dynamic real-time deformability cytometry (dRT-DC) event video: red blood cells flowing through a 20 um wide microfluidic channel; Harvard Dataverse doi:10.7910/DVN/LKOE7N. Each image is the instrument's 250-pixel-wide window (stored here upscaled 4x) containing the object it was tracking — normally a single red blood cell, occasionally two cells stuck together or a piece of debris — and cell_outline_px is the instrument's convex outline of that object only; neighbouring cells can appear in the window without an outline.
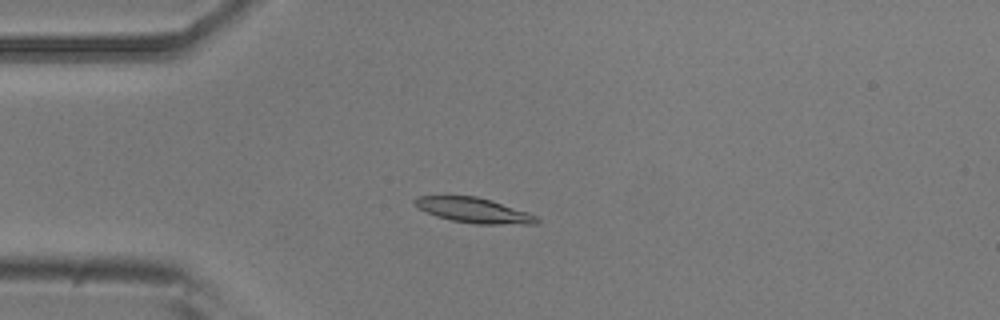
{"species": "common noctule bat (a hibernating species)", "species_latin": "Nyctalus noctula", "temperature_condition": "room temperature", "stored_images_in_passage": 6, "camera_frame_rate_fps": 3000, "um_per_image_px": 0.085, "animal": {"sex": "male", "body_mass_g": 20.5, "forearm_length_mm": 52.5}, "frame": {"image": 1, "passage_image": 5, "time_ms": 4.667, "image_size_px": [1000, 320], "cell_outline_px": [[540, 220], [536, 224], [476, 224], [452, 220], [436, 216], [412, 204], [412, 200], [416, 196], [476, 196], [528, 212], [536, 216]], "centroid_in_image_um": [40.25, 17.88], "position_along_channel_um": 44.7, "area_um2": 17.63}}